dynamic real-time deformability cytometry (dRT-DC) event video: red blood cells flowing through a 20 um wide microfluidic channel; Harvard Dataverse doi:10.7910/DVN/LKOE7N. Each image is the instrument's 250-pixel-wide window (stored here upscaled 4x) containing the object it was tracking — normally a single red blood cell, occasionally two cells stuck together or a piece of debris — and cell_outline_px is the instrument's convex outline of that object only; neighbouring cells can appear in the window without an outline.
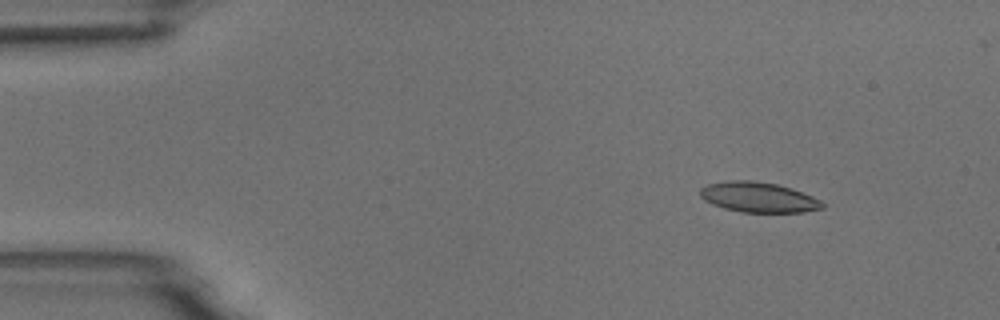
{"species": "common noctule bat (a hibernating species)", "species_latin": "Nyctalus noctula", "temperature_condition": "room temperature", "stored_images_in_passage": 6, "camera_frame_rate_fps": 3000, "um_per_image_px": 0.085, "animal": {"sex": "male", "body_mass_g": 18.8}, "frame": {"image": 1, "passage_image": 2, "time_ms": 2.0, "image_size_px": [1000, 320], "cell_outline_px": [[824, 208], [804, 212], [740, 212], [724, 208], [712, 204], [704, 200], [700, 196], [700, 188], [708, 184], [728, 180], [752, 180], [776, 184], [792, 188], [812, 196], [820, 200], [824, 204]], "centroid_in_image_um": [64.46, 16.76], "position_along_channel_um": 20.5, "area_um2": 21.56}}
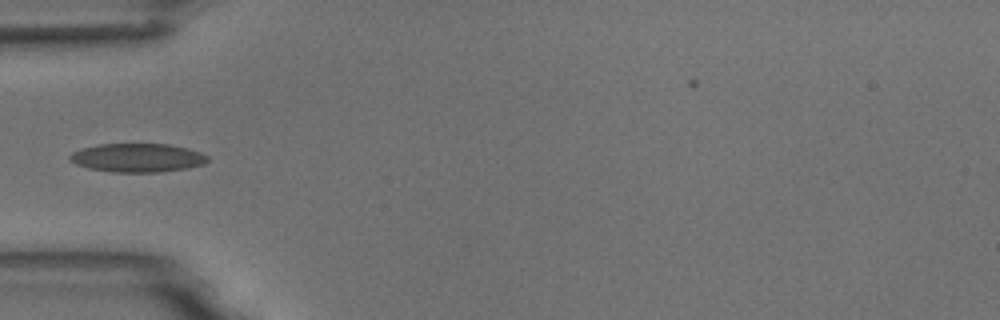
{"frame": {"image": 2, "passage_image": 5, "time_ms": 5.667, "image_size_px": [1000, 320], "cell_outline_px": [[208, 160], [204, 164], [188, 168], [160, 172], [112, 172], [88, 168], [76, 164], [68, 160], [68, 156], [72, 152], [84, 148], [100, 144], [168, 144], [188, 148], [200, 152], [208, 156]], "centroid_in_image_um": [11.68, 13.41], "position_along_channel_um": 73.3, "area_um2": 23.06}}